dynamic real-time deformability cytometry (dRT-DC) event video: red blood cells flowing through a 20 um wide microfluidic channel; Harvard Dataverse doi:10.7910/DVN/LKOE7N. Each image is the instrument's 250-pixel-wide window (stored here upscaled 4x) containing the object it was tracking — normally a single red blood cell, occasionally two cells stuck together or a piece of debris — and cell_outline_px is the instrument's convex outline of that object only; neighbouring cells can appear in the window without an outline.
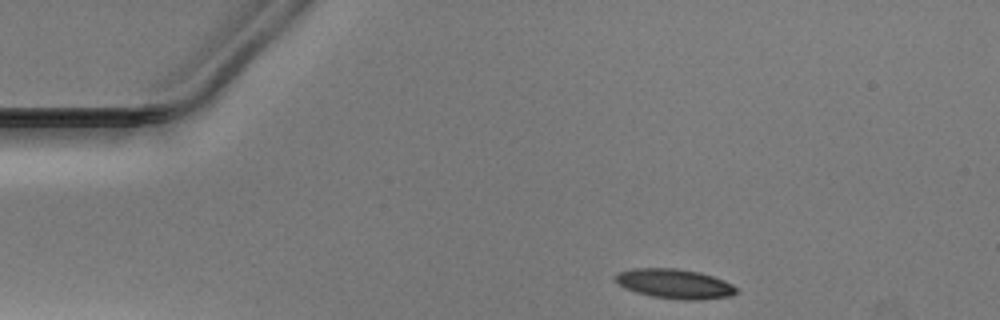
{"species": "Egyptian fruit bat (a non-hibernating species)", "species_latin": "Rousettus aegyptiacus", "temperature_condition": "warm", "stored_images_in_passage": 33, "camera_frame_rate_fps": 3000, "um_per_image_px": 0.085, "animal": {"sex": "male"}, "frame": {"image": 1, "passage_image": 1, "time_ms": 0.0, "image_size_px": [1000, 320], "cell_outline_px": [[740, 292], [732, 296], [700, 300], [684, 300], [652, 296], [636, 292], [624, 288], [616, 280], [616, 272], [632, 268], [676, 268], [700, 272], [724, 280], [740, 288]], "centroid_in_image_um": [57.4, 24.12], "position_along_channel_um": 27.6, "area_um2": 21.1}}
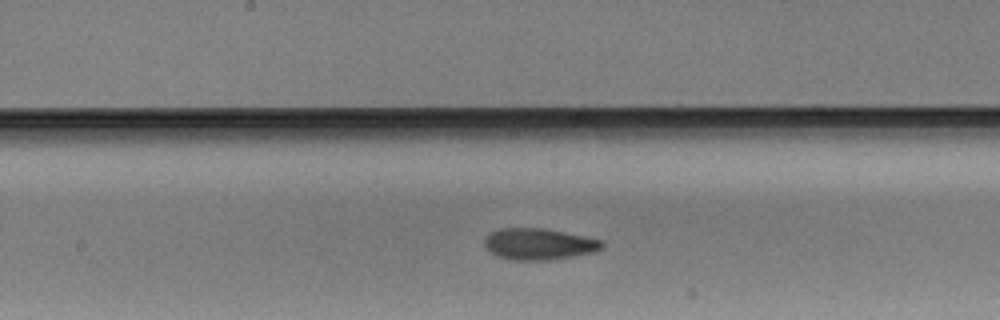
{"frame": {"image": 2, "passage_image": 19, "time_ms": 6.0, "image_size_px": [1000, 320], "cell_outline_px": [[604, 248], [592, 252], [556, 260], [512, 260], [496, 256], [488, 252], [484, 248], [484, 240], [488, 232], [500, 228], [544, 228], [604, 240]], "centroid_in_image_um": [45.77, 20.75], "position_along_channel_um": 202.4, "area_um2": 21.96}}
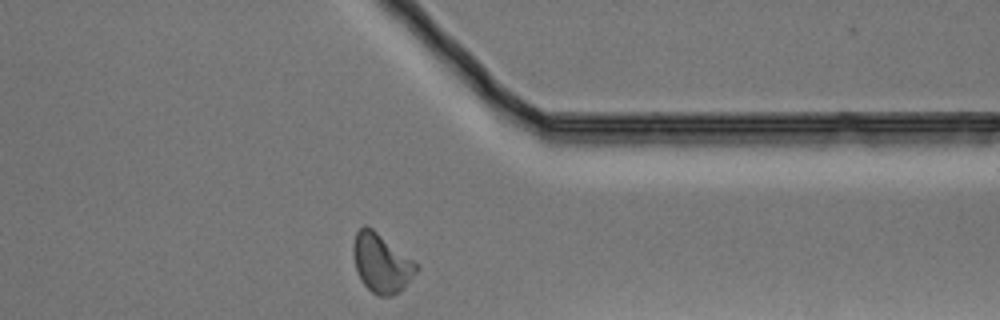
{"frame": {"image": 3, "passage_image": 33, "time_ms": 10.667, "image_size_px": [1000, 320], "cell_outline_px": [[420, 268], [400, 292], [392, 296], [380, 296], [372, 292], [360, 280], [356, 272], [352, 252], [352, 244], [356, 232], [364, 224], [372, 228], [412, 260]], "centroid_in_image_um": [32.38, 22.37], "position_along_channel_um": 379.0, "area_um2": 21.56}}